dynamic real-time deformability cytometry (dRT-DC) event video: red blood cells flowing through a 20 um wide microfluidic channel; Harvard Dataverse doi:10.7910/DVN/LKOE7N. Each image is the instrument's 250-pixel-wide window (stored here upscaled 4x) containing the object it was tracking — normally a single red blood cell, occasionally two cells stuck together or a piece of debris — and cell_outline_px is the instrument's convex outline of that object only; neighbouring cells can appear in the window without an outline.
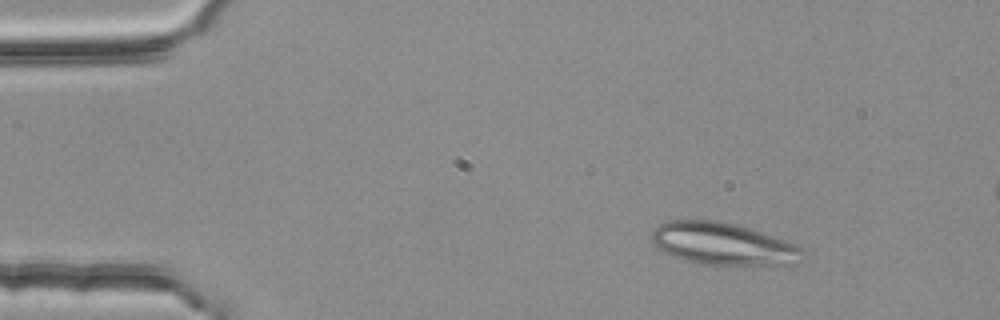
{"species": "common noctule bat (a hibernating species)", "species_latin": "Nyctalus noctula", "temperature_condition": "room temperature", "stored_images_in_passage": 3, "camera_frame_rate_fps": 3000, "um_per_image_px": 0.085, "animal": {"sex": "female", "body_mass_g": 25.1}, "frame": {"image": 1, "passage_image": 1, "time_ms": 0.0, "image_size_px": [1000, 320], "cell_outline_px": [[800, 252], [780, 264], [760, 268], [704, 264], [672, 256], [656, 248], [652, 244], [652, 232], [660, 224], [668, 220], [720, 220], [748, 228], [796, 244], [800, 248]], "centroid_in_image_um": [61.31, 20.73], "position_along_channel_um": 23.7, "area_um2": 36.76}}